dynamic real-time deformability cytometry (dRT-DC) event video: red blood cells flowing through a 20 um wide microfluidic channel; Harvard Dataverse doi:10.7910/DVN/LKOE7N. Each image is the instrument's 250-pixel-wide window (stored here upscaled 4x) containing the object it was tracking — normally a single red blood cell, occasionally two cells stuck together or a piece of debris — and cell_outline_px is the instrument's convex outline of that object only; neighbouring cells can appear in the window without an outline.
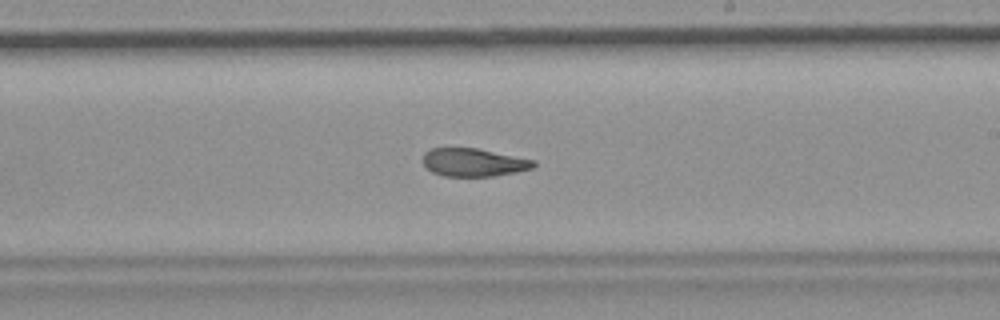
{"species": "common noctule bat (a hibernating species)", "species_latin": "Nyctalus noctula", "temperature_condition": "room temperature", "stored_images_in_passage": 53, "camera_frame_rate_fps": 3000, "um_per_image_px": 0.085, "animal": {"sex": "female", "body_mass_g": 19.9}, "frame": {"image": 1, "passage_image": 31, "time_ms": 10.0, "image_size_px": [1000, 320], "cell_outline_px": [[536, 164], [532, 168], [516, 172], [492, 176], [444, 176], [432, 172], [424, 164], [424, 152], [432, 148], [476, 148], [536, 160]], "centroid_in_image_um": [40.27, 13.8], "position_along_channel_um": 248.7, "area_um2": 17.98}}